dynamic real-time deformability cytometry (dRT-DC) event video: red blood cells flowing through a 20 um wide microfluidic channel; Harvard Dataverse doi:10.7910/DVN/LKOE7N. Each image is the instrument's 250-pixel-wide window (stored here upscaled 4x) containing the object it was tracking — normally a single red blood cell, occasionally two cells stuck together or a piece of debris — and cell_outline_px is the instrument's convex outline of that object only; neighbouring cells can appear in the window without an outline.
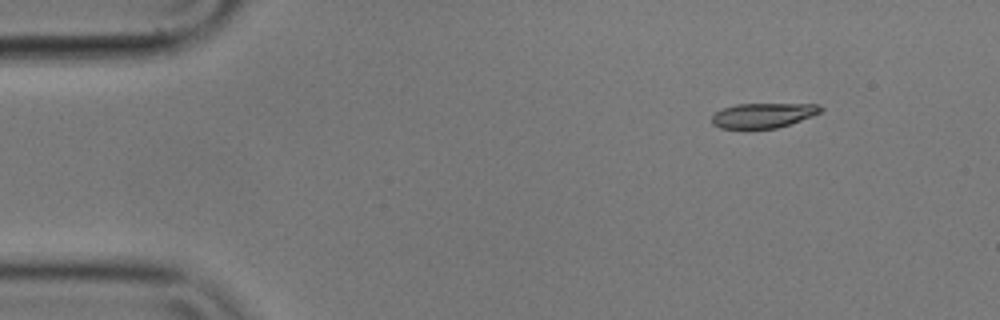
{"species": "common noctule bat (a hibernating species)", "species_latin": "Nyctalus noctula", "temperature_condition": "cold", "stored_images_in_passage": 4, "camera_frame_rate_fps": 3000, "um_per_image_px": 0.085, "animal": {"sex": "male", "body_mass_g": 17.9}, "frame": {"image": 1, "passage_image": 1, "time_ms": 0.0, "image_size_px": [1000, 320], "cell_outline_px": [[824, 112], [776, 128], [720, 128], [712, 124], [712, 116], [716, 112], [724, 108], [736, 104], [820, 104], [824, 108]], "centroid_in_image_um": [64.91, 9.79], "position_along_channel_um": 20.1, "area_um2": 15.66}}
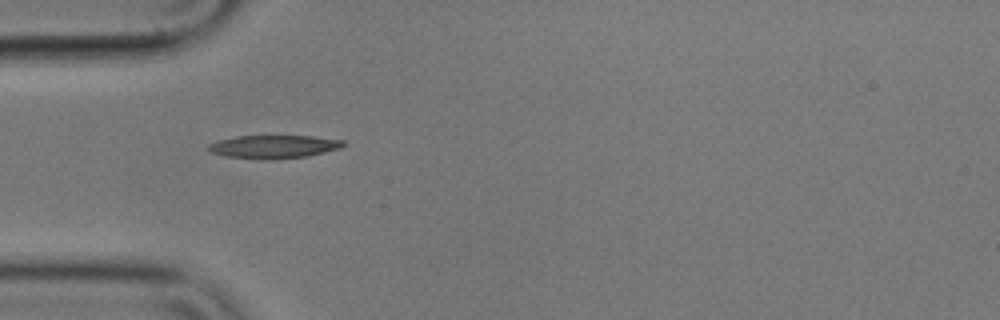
{"frame": {"image": 2, "passage_image": 3, "time_ms": 0.667, "image_size_px": [1000, 320], "cell_outline_px": [[344, 144], [340, 148], [308, 156], [272, 160], [260, 160], [228, 156], [212, 152], [208, 148], [208, 144], [216, 140], [236, 136], [312, 136], [344, 140]], "centroid_in_image_um": [23.26, 12.47], "position_along_channel_um": 61.7, "area_um2": 18.26}}
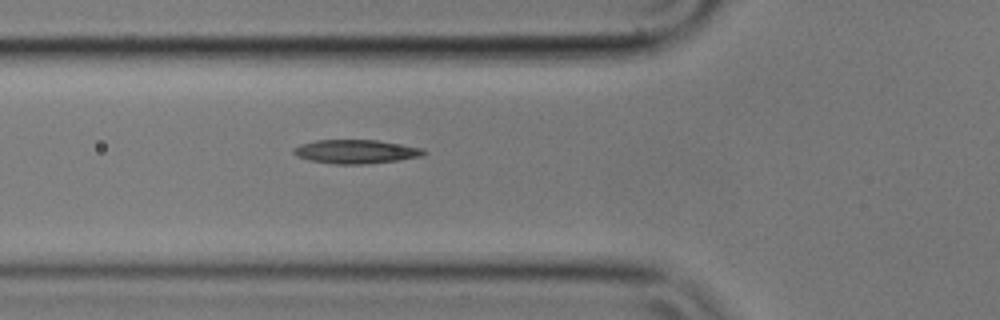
{"frame": {"image": 3, "passage_image": 4, "time_ms": 1.0, "image_size_px": [1000, 320], "cell_outline_px": [[428, 152], [424, 156], [400, 160], [364, 164], [332, 164], [308, 160], [296, 156], [292, 152], [292, 148], [300, 144], [316, 140], [380, 140], [424, 148]], "centroid_in_image_um": [30.27, 12.88], "position_along_channel_um": 95.5, "area_um2": 18.44}}